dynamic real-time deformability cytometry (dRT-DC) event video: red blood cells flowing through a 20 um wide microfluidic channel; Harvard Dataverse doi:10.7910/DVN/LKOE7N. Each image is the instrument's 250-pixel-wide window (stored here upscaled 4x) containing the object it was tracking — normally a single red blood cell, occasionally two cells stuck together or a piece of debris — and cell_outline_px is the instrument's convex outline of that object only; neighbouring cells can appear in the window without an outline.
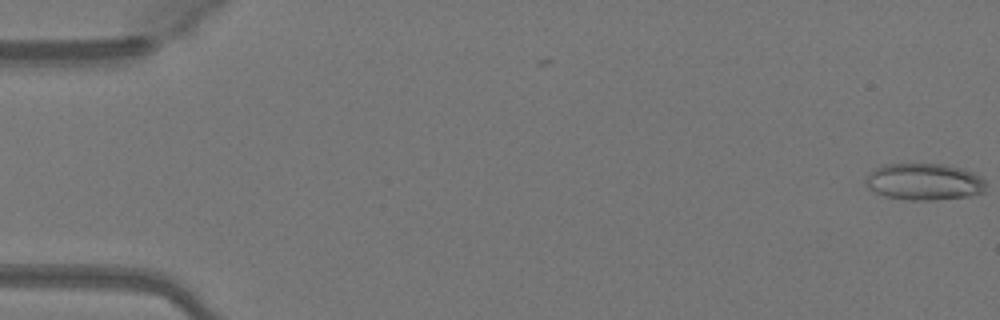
{"species": "Egyptian fruit bat (a non-hibernating species)", "species_latin": "Rousettus aegyptiacus", "temperature_condition": "warm", "stored_images_in_passage": 50, "camera_frame_rate_fps": 3000, "um_per_image_px": 0.085, "animal": {"sex": "female"}, "frame": {"image": 1, "passage_image": 1, "time_ms": 0.0, "image_size_px": [1000, 320], "cell_outline_px": [[984, 192], [968, 196], [936, 200], [908, 200], [884, 196], [868, 188], [864, 180], [876, 168], [884, 164], [944, 164], [960, 168], [972, 172], [980, 176], [984, 180]], "centroid_in_image_um": [78.55, 15.45], "position_along_channel_um": 6.5, "area_um2": 25.61}}
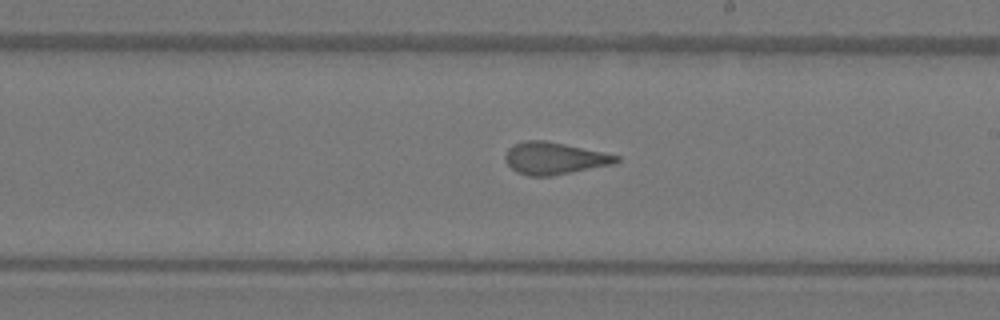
{"frame": {"image": 2, "passage_image": 29, "time_ms": 9.333, "image_size_px": [1000, 320], "cell_outline_px": [[620, 160], [612, 164], [552, 176], [528, 176], [516, 172], [504, 160], [504, 156], [508, 148], [516, 144], [528, 140], [544, 140], [564, 144], [620, 156]], "centroid_in_image_um": [47.08, 13.46], "position_along_channel_um": 241.9, "area_um2": 20.52}}
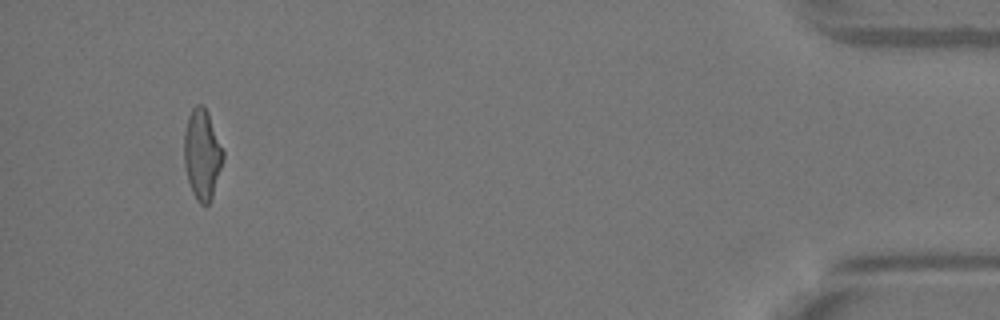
{"frame": {"image": 3, "passage_image": 47, "time_ms": 15.333, "image_size_px": [1000, 320], "cell_outline_px": [[224, 156], [212, 196], [208, 204], [200, 204], [196, 200], [192, 192], [188, 180], [184, 164], [184, 132], [188, 116], [192, 108], [196, 104], [204, 104], [208, 112], [224, 152]], "centroid_in_image_um": [17.16, 13.08], "position_along_channel_um": 418.0, "area_um2": 20.4}, "authors_computed_cell_mechanics": {"area_um2": 21.0681, "velocity_mm_per_s": 4.1494, "shape_relaxation_time_tau1_ms": null, "shape_relaxation_time_tau2_ms": 1.2596, "deformation_change_tau1": null, "deformation_change_tau2": 0.0937}}